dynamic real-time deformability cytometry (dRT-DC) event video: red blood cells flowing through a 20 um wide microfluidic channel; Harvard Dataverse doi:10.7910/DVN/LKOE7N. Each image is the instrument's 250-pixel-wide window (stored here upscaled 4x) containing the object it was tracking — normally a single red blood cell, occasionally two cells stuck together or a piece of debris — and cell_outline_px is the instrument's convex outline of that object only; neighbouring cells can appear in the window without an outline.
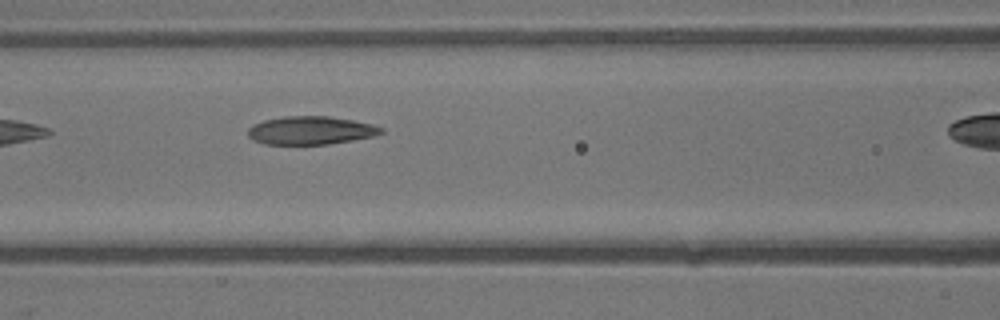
{"species": "common noctule bat (a hibernating species)", "species_latin": "Nyctalus noctula", "temperature_condition": "warm", "stored_images_in_passage": 8, "camera_frame_rate_fps": 3000, "um_per_image_px": 0.085, "animal": {"sex": "male", "body_mass_g": 13.3}, "frame": {"image": 1, "passage_image": 5, "time_ms": 1.333, "image_size_px": [1000, 320], "cell_outline_px": [[384, 132], [372, 136], [352, 140], [328, 144], [264, 144], [252, 140], [248, 136], [248, 128], [252, 124], [264, 120], [284, 116], [328, 116], [352, 120], [372, 124], [384, 128]], "centroid_in_image_um": [26.38, 11.08], "position_along_channel_um": 140.2, "area_um2": 21.91}}